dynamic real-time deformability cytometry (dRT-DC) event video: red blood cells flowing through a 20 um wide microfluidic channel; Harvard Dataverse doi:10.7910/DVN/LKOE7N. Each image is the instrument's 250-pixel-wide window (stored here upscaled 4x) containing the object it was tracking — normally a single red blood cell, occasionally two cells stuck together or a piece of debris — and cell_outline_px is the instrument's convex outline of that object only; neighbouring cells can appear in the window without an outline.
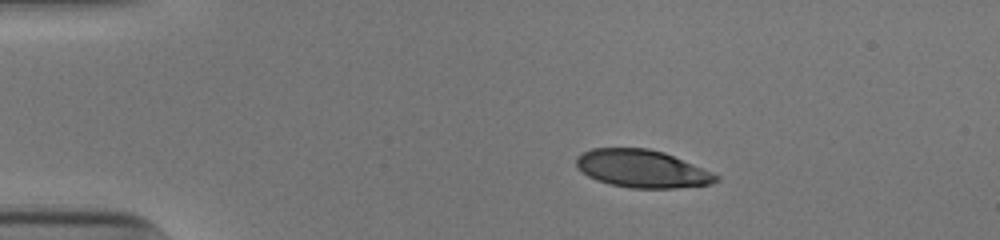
{"species": "human", "species_latin": "Homo sapiens", "temperature_condition": "cold", "stored_images_in_passage": 44, "camera_frame_rate_fps": 3000, "um_per_image_px": 0.085, "donor": {"sex": "male"}, "frame": {"image": 1, "passage_image": 1, "time_ms": 0.0, "image_size_px": [1000, 240], "cell_outline_px": [[720, 180], [712, 184], [676, 188], [632, 188], [608, 184], [596, 180], [588, 176], [576, 168], [576, 156], [592, 148], [648, 148], [664, 152], [712, 172], [720, 176]], "centroid_in_image_um": [54.57, 14.35], "position_along_channel_um": 30.4, "area_um2": 30.87}}
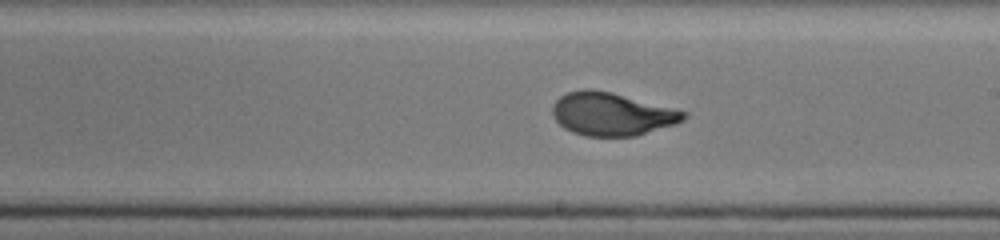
{"frame": {"image": 2, "passage_image": 22, "time_ms": 7.0, "image_size_px": [1000, 240], "cell_outline_px": [[688, 116], [684, 120], [676, 124], [636, 136], [584, 136], [572, 132], [564, 128], [556, 120], [552, 112], [552, 104], [560, 96], [568, 92], [584, 88], [592, 88], [612, 92], [688, 112]], "centroid_in_image_um": [52.0, 9.69], "position_along_channel_um": 237.0, "area_um2": 33.06}}
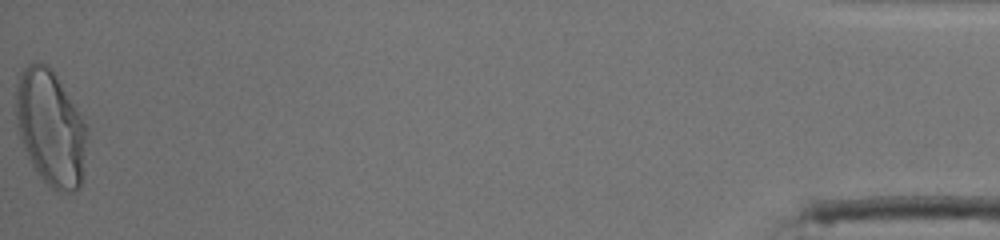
{"frame": {"image": 3, "passage_image": 44, "time_ms": 14.333, "image_size_px": [1000, 240], "cell_outline_px": [[88, 128], [80, 188], [72, 192], [56, 192], [36, 172], [28, 156], [20, 136], [16, 124], [16, 84], [20, 72], [28, 64], [36, 60], [40, 60], [56, 76]], "centroid_in_image_um": [4.28, 10.88], "position_along_channel_um": 430.9, "area_um2": 47.34}, "authors_computed_cell_mechanics": {"area_um2": 33.0616, "velocity_mm_per_s": 3.8913, "shape_relaxation_time_tau1_ms": 4.8744, "shape_relaxation_time_tau2_ms": null, "deformation_change_tau1": 0.2046, "deformation_change_tau2": null}}